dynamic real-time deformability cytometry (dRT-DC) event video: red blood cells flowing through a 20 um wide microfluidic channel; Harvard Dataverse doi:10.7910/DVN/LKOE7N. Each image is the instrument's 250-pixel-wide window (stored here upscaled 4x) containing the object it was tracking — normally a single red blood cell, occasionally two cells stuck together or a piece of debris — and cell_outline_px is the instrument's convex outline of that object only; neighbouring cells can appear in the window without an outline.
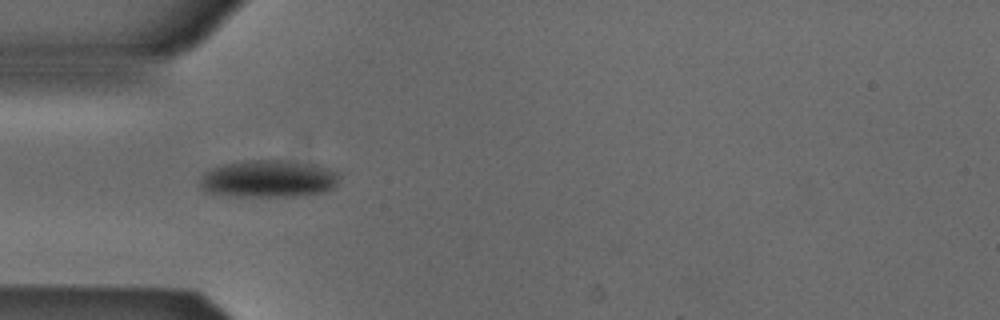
{"species": "Egyptian fruit bat (a non-hibernating species)", "species_latin": "Rousettus aegyptiacus", "temperature_condition": "cold", "stored_images_in_passage": 3, "camera_frame_rate_fps": 3000, "um_per_image_px": 0.085, "animal": {"sex": "male"}, "frame": {"image": 1, "passage_image": 1, "time_ms": 0.0, "image_size_px": [1000, 320], "cell_outline_px": [[340, 176], [336, 188], [324, 192], [296, 196], [228, 196], [204, 192], [200, 188], [200, 180], [204, 172], [212, 168], [224, 164], [248, 160], [280, 160], [320, 164], [340, 172]], "centroid_in_image_um": [22.87, 15.2], "position_along_channel_um": 62.1, "area_um2": 30.92}}
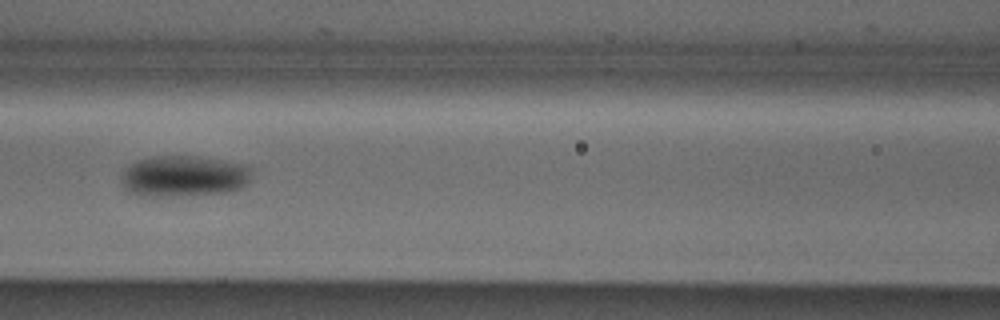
{"frame": {"image": 2, "passage_image": 3, "time_ms": 0.667, "image_size_px": [1000, 320], "cell_outline_px": [[248, 184], [240, 188], [228, 192], [168, 196], [140, 196], [128, 192], [124, 188], [120, 180], [128, 164], [136, 160], [152, 156], [196, 156], [248, 164]], "centroid_in_image_um": [15.57, 14.97], "position_along_channel_um": 151.0, "area_um2": 31.33}}